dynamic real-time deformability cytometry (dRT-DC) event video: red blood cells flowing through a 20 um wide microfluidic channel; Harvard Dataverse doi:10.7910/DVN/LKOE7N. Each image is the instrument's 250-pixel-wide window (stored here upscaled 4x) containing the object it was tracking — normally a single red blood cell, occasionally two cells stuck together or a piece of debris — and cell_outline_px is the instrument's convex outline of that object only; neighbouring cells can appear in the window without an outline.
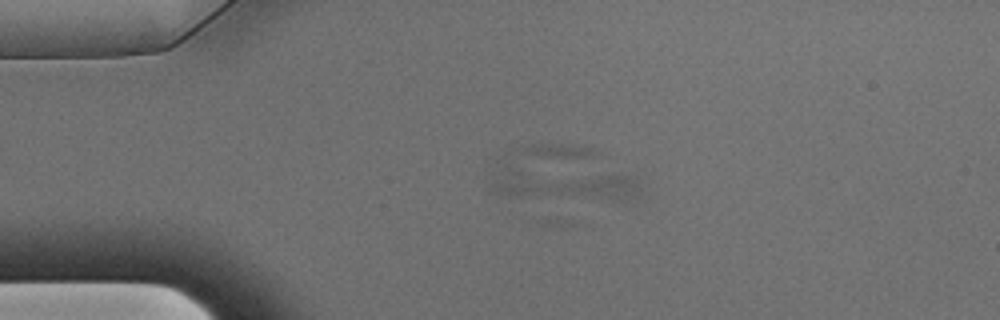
{"species": "Egyptian fruit bat (a non-hibernating species)", "species_latin": "Rousettus aegyptiacus", "temperature_condition": "warm", "stored_images_in_passage": 6, "camera_frame_rate_fps": 3000, "um_per_image_px": 0.085, "animal": {"sex": "male"}, "frame": {"image": 1, "passage_image": 1, "time_ms": 0.0, "image_size_px": [1000, 320], "cell_outline_px": [[648, 196], [636, 200], [612, 200], [568, 192], [556, 188], [560, 184], [600, 176], [632, 176], [636, 180]], "centroid_in_image_um": [51.58, 15.97], "position_along_channel_um": 33.4, "area_um2": 11.1}}
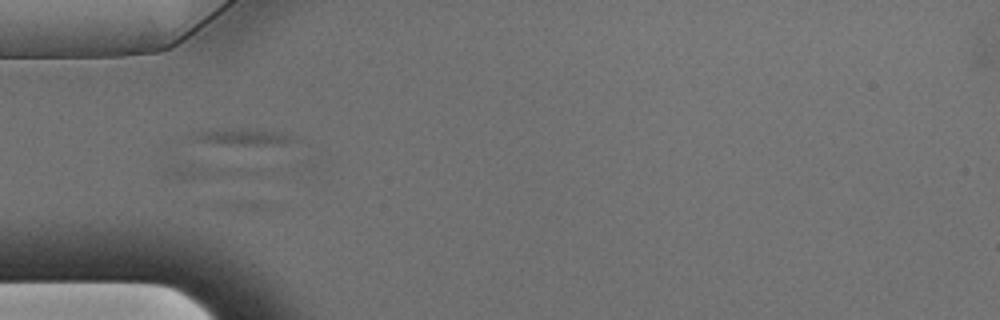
{"frame": {"image": 2, "passage_image": 6, "time_ms": 1.667, "image_size_px": [1000, 320], "cell_outline_px": [[300, 140], [276, 144], [240, 144], [184, 140], [184, 136], [200, 128], [264, 128], [280, 132], [292, 136]], "centroid_in_image_um": [20.38, 11.56], "position_along_channel_um": 64.6, "area_um2": 10.46}}